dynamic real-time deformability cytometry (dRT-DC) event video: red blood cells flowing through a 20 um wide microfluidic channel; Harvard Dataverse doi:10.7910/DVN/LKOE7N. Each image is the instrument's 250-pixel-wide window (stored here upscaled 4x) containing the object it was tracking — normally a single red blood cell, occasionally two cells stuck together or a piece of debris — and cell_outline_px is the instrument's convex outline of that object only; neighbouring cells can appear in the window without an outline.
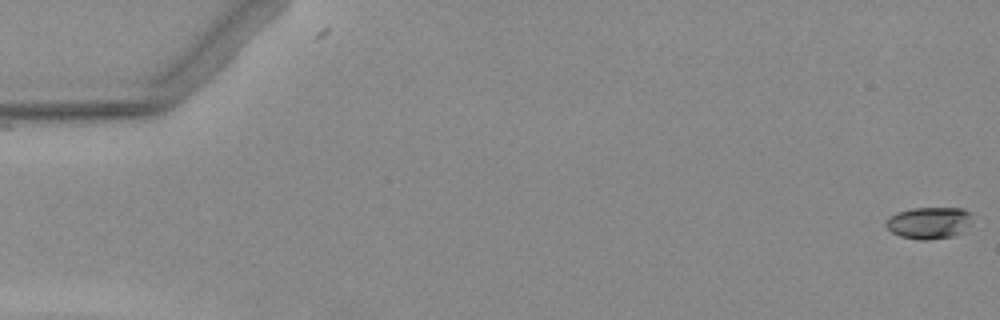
{"species": "Egyptian fruit bat (a non-hibernating species)", "species_latin": "Rousettus aegyptiacus", "temperature_condition": "warm", "stored_images_in_passage": 5, "segment_of_instrument_passage": [2, 2], "camera_frame_rate_fps": 3000, "um_per_image_px": 0.085, "animal": {"sex": "female"}, "frame": {"image": 1, "passage_image": 5, "time_ms": 5.0, "image_size_px": [1000, 320], "cell_outline_px": [[968, 224], [964, 232], [952, 236], [928, 240], [924, 240], [900, 236], [892, 232], [884, 224], [888, 216], [896, 212], [912, 208], [964, 208], [968, 212]], "centroid_in_image_um": [78.9, 18.94], "position_along_channel_um": 6.1, "area_um2": 15.84}}